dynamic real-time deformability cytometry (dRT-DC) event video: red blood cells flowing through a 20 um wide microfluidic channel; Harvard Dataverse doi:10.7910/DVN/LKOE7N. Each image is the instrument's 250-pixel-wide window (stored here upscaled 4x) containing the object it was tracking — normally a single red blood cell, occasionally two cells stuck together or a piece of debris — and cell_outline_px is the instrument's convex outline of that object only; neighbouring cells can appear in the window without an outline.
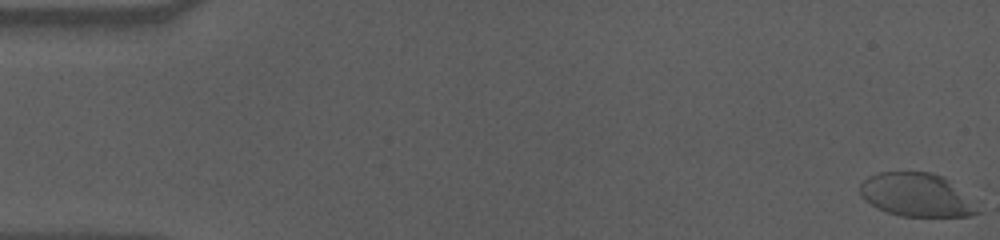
{"species": "human", "species_latin": "Homo sapiens", "temperature_condition": "cold", "stored_images_in_passage": 53, "camera_frame_rate_fps": 3000, "um_per_image_px": 0.085, "donor": {"sex": "male"}, "frame": {"image": 1, "passage_image": 1, "time_ms": 0.0, "image_size_px": [1000, 240], "cell_outline_px": [[984, 212], [968, 216], [900, 216], [876, 208], [864, 200], [860, 192], [860, 184], [868, 176], [876, 172], [932, 172], [944, 176]], "centroid_in_image_um": [77.89, 16.57], "position_along_channel_um": 7.1, "area_um2": 29.77}}
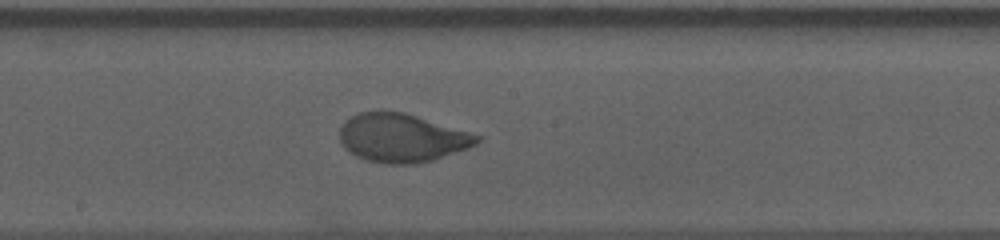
{"frame": {"image": 2, "passage_image": 32, "time_ms": 10.333, "image_size_px": [1000, 240], "cell_outline_px": [[484, 136], [476, 144], [468, 148], [432, 160], [416, 164], [384, 164], [368, 160], [356, 156], [344, 148], [340, 140], [340, 128], [344, 120], [360, 112], [380, 108], [404, 112]], "centroid_in_image_um": [34.14, 11.69], "position_along_channel_um": 214.1, "area_um2": 39.36}}
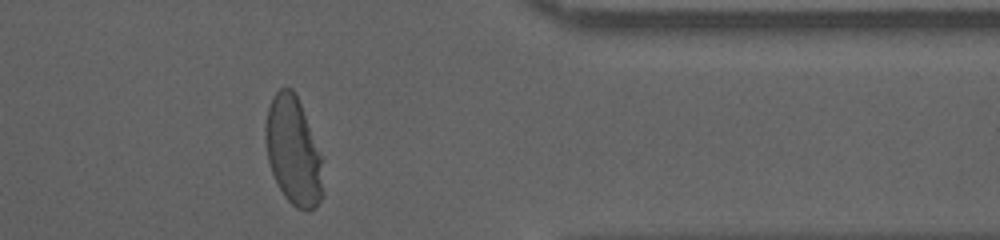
{"frame": {"image": 3, "passage_image": 48, "time_ms": 15.667, "image_size_px": [1000, 240], "cell_outline_px": [[324, 196], [316, 208], [308, 212], [296, 208], [284, 196], [276, 184], [268, 160], [264, 140], [264, 128], [268, 108], [272, 96], [280, 88], [292, 88], [300, 104], [320, 156], [324, 192]], "centroid_in_image_um": [24.9, 12.91], "position_along_channel_um": 386.5, "area_um2": 36.13}, "authors_computed_cell_mechanics": {"area_um2": 37.6856, "velocity_mm_per_s": 3.5352, "shape_relaxation_time_tau1_ms": 4.6297, "shape_relaxation_time_tau2_ms": null, "deformation_change_tau1": 0.1988, "deformation_change_tau2": null}}